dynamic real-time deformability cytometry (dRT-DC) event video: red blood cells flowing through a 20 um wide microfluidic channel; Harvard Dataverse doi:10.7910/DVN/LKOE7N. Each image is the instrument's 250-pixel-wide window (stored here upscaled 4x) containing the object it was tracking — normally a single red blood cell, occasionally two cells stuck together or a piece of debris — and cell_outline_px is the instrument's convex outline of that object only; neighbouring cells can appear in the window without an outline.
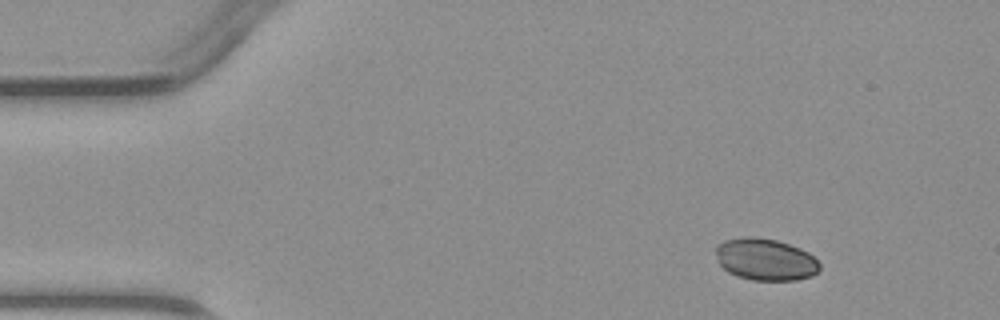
{"species": "common noctule bat (a hibernating species)", "species_latin": "Nyctalus noctula", "temperature_condition": "warm", "stored_images_in_passage": 3, "camera_frame_rate_fps": 3000, "um_per_image_px": 0.085, "animal": {"sex": "male", "body_mass_g": 23.1, "forearm_length_mm": 52.7}, "frame": {"image": 1, "passage_image": 1, "time_ms": 0.0, "image_size_px": [1000, 320], "cell_outline_px": [[820, 268], [812, 276], [796, 280], [752, 280], [736, 276], [728, 272], [720, 264], [716, 256], [716, 244], [724, 240], [748, 236], [776, 240], [800, 248], [808, 252], [820, 264]], "centroid_in_image_um": [65.04, 22.05], "position_along_channel_um": 20.0, "area_um2": 25.32}}